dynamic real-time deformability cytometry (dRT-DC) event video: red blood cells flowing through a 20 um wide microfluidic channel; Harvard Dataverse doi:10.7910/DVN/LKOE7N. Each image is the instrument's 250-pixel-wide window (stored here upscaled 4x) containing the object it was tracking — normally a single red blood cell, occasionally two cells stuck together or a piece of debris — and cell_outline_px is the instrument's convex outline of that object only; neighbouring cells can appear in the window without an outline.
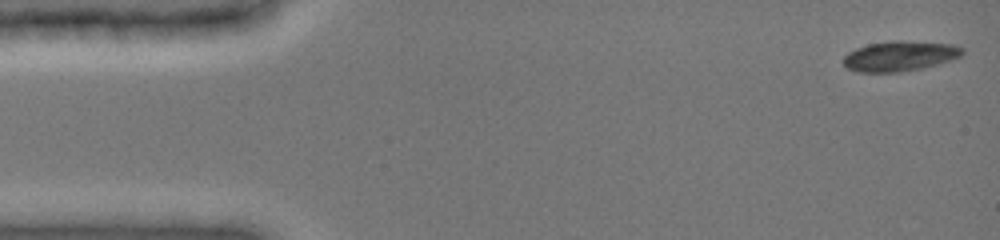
{"species": "common noctule bat (a hibernating species)", "species_latin": "Nyctalus noctula", "temperature_condition": "cold", "stored_images_in_passage": 48, "camera_frame_rate_fps": 3000, "um_per_image_px": 0.085, "animal": {"sex": "female", "body_mass_g": 19.0, "forearm_length_mm": 51.5}, "frame": {"image": 1, "passage_image": 1, "time_ms": 0.0, "image_size_px": [1000, 240], "cell_outline_px": [[964, 52], [960, 56], [924, 68], [900, 72], [856, 72], [848, 68], [844, 64], [844, 56], [848, 52], [856, 48], [868, 44], [896, 40], [900, 40], [956, 44], [964, 48]], "centroid_in_image_um": [76.49, 4.76], "position_along_channel_um": 8.5, "area_um2": 20.92}}
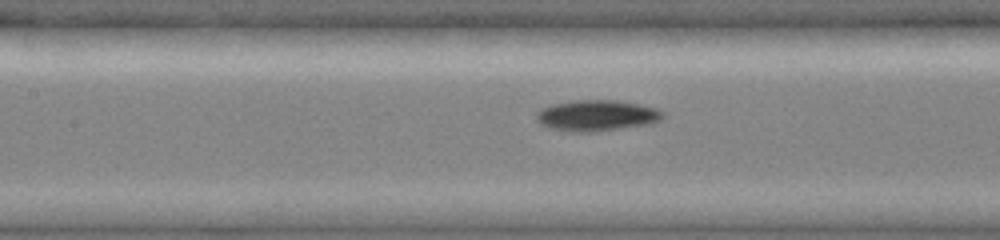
{"frame": {"image": 2, "passage_image": 21, "time_ms": 6.667, "image_size_px": [1000, 240], "cell_outline_px": [[664, 116], [660, 120], [652, 124], [588, 132], [576, 132], [548, 128], [540, 124], [536, 120], [536, 112], [540, 108], [552, 104], [572, 100], [616, 100], [656, 108], [664, 112]], "centroid_in_image_um": [50.68, 9.81], "position_along_channel_um": 156.7, "area_um2": 22.89}}
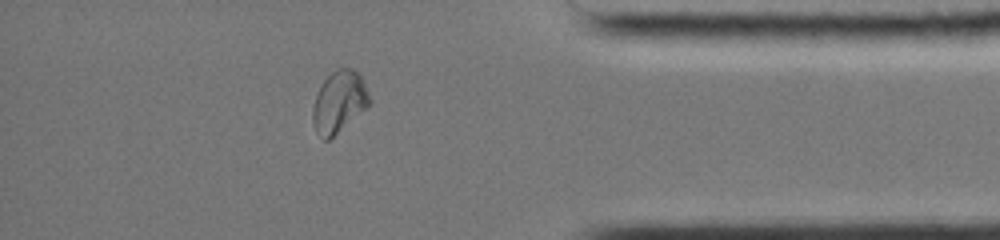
{"frame": {"image": 3, "passage_image": 41, "time_ms": 13.333, "image_size_px": [1000, 240], "cell_outline_px": [[372, 100], [368, 108], [328, 140], [324, 140], [316, 132], [312, 120], [312, 108], [316, 92], [324, 80], [336, 68], [352, 68], [360, 76]], "centroid_in_image_um": [28.81, 8.67], "position_along_channel_um": 406.4, "area_um2": 20.46}, "authors_computed_cell_mechanics": {"area_um2": 21.2704, "velocity_mm_per_s": 3.9609, "shape_relaxation_time_tau1_ms": 4.3226, "shape_relaxation_time_tau2_ms": null, "deformation_change_tau1": 0.1309, "deformation_change_tau2": null}}